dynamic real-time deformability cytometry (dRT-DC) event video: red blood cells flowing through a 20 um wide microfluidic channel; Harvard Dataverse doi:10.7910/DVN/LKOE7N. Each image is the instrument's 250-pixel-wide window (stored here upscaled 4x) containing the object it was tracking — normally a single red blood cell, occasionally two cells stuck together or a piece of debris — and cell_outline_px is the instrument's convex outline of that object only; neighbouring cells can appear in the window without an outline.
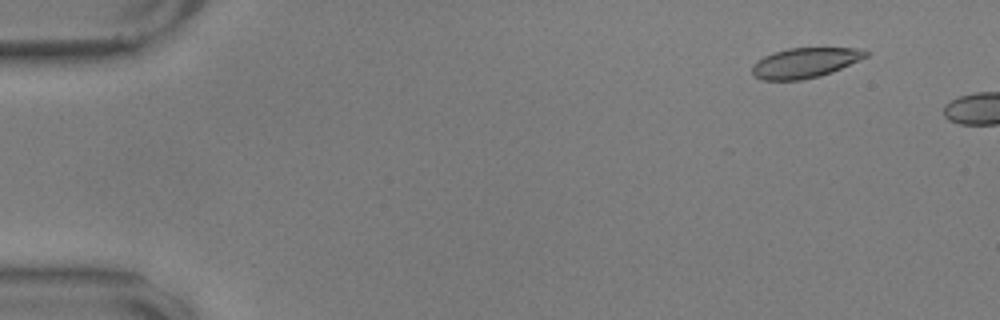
{"species": "common noctule bat (a hibernating species)", "species_latin": "Nyctalus noctula", "temperature_condition": "warm", "stored_images_in_passage": 9, "camera_frame_rate_fps": 3000, "um_per_image_px": 0.085, "animal": {"sex": "male", "body_mass_g": 17.9, "forearm_length_mm": 54.2}, "frame": {"image": 1, "passage_image": 6, "time_ms": 1.667, "image_size_px": [1000, 320], "cell_outline_px": [[868, 56], [832, 72], [820, 76], [800, 80], [760, 80], [752, 76], [752, 64], [764, 56], [772, 52], [788, 48], [864, 48], [868, 52]], "centroid_in_image_um": [68.39, 5.34], "position_along_channel_um": 16.6, "area_um2": 20.06}}